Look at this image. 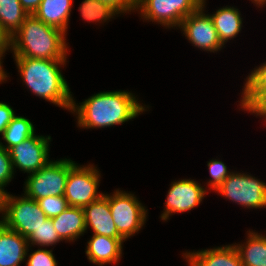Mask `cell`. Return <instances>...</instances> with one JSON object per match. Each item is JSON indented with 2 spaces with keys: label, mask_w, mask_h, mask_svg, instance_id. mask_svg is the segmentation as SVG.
<instances>
[{
  "label": "cell",
  "mask_w": 266,
  "mask_h": 266,
  "mask_svg": "<svg viewBox=\"0 0 266 266\" xmlns=\"http://www.w3.org/2000/svg\"><path fill=\"white\" fill-rule=\"evenodd\" d=\"M136 97L127 90L99 92L79 104L73 97L70 112L76 115L77 126L82 129L122 125L149 110L150 106L141 104Z\"/></svg>",
  "instance_id": "cell-1"
},
{
  "label": "cell",
  "mask_w": 266,
  "mask_h": 266,
  "mask_svg": "<svg viewBox=\"0 0 266 266\" xmlns=\"http://www.w3.org/2000/svg\"><path fill=\"white\" fill-rule=\"evenodd\" d=\"M23 84L37 97L68 111L73 94L62 74L67 60L14 57Z\"/></svg>",
  "instance_id": "cell-2"
},
{
  "label": "cell",
  "mask_w": 266,
  "mask_h": 266,
  "mask_svg": "<svg viewBox=\"0 0 266 266\" xmlns=\"http://www.w3.org/2000/svg\"><path fill=\"white\" fill-rule=\"evenodd\" d=\"M66 36L62 30L43 23L31 14L11 36L10 51L13 57L67 60L69 47Z\"/></svg>",
  "instance_id": "cell-3"
},
{
  "label": "cell",
  "mask_w": 266,
  "mask_h": 266,
  "mask_svg": "<svg viewBox=\"0 0 266 266\" xmlns=\"http://www.w3.org/2000/svg\"><path fill=\"white\" fill-rule=\"evenodd\" d=\"M0 222L10 230L28 238L48 217L36 200L24 194L15 196L6 192Z\"/></svg>",
  "instance_id": "cell-4"
},
{
  "label": "cell",
  "mask_w": 266,
  "mask_h": 266,
  "mask_svg": "<svg viewBox=\"0 0 266 266\" xmlns=\"http://www.w3.org/2000/svg\"><path fill=\"white\" fill-rule=\"evenodd\" d=\"M215 192L245 209L266 208V183L248 173L232 171Z\"/></svg>",
  "instance_id": "cell-5"
},
{
  "label": "cell",
  "mask_w": 266,
  "mask_h": 266,
  "mask_svg": "<svg viewBox=\"0 0 266 266\" xmlns=\"http://www.w3.org/2000/svg\"><path fill=\"white\" fill-rule=\"evenodd\" d=\"M110 212L118 233L127 240L144 227L148 209L132 192L116 189L109 194Z\"/></svg>",
  "instance_id": "cell-6"
},
{
  "label": "cell",
  "mask_w": 266,
  "mask_h": 266,
  "mask_svg": "<svg viewBox=\"0 0 266 266\" xmlns=\"http://www.w3.org/2000/svg\"><path fill=\"white\" fill-rule=\"evenodd\" d=\"M201 5L202 0H136L135 11L143 21H152L166 29H178L183 19Z\"/></svg>",
  "instance_id": "cell-7"
},
{
  "label": "cell",
  "mask_w": 266,
  "mask_h": 266,
  "mask_svg": "<svg viewBox=\"0 0 266 266\" xmlns=\"http://www.w3.org/2000/svg\"><path fill=\"white\" fill-rule=\"evenodd\" d=\"M96 165H80L69 159V175L64 197L69 206L84 207L99 199L104 193L98 192L101 174Z\"/></svg>",
  "instance_id": "cell-8"
},
{
  "label": "cell",
  "mask_w": 266,
  "mask_h": 266,
  "mask_svg": "<svg viewBox=\"0 0 266 266\" xmlns=\"http://www.w3.org/2000/svg\"><path fill=\"white\" fill-rule=\"evenodd\" d=\"M69 175V159L51 160L37 172L28 174L24 182V195L38 200L48 196L64 195Z\"/></svg>",
  "instance_id": "cell-9"
},
{
  "label": "cell",
  "mask_w": 266,
  "mask_h": 266,
  "mask_svg": "<svg viewBox=\"0 0 266 266\" xmlns=\"http://www.w3.org/2000/svg\"><path fill=\"white\" fill-rule=\"evenodd\" d=\"M206 0H202L201 7L183 19L178 27L192 46L203 51L216 53L225 46L219 40L213 22L206 14Z\"/></svg>",
  "instance_id": "cell-10"
},
{
  "label": "cell",
  "mask_w": 266,
  "mask_h": 266,
  "mask_svg": "<svg viewBox=\"0 0 266 266\" xmlns=\"http://www.w3.org/2000/svg\"><path fill=\"white\" fill-rule=\"evenodd\" d=\"M51 136L32 135L8 150L14 172L19 169L31 174L45 167L49 159Z\"/></svg>",
  "instance_id": "cell-11"
},
{
  "label": "cell",
  "mask_w": 266,
  "mask_h": 266,
  "mask_svg": "<svg viewBox=\"0 0 266 266\" xmlns=\"http://www.w3.org/2000/svg\"><path fill=\"white\" fill-rule=\"evenodd\" d=\"M208 190L194 179L174 180L167 192L161 220L167 221L175 213H184L200 205Z\"/></svg>",
  "instance_id": "cell-12"
},
{
  "label": "cell",
  "mask_w": 266,
  "mask_h": 266,
  "mask_svg": "<svg viewBox=\"0 0 266 266\" xmlns=\"http://www.w3.org/2000/svg\"><path fill=\"white\" fill-rule=\"evenodd\" d=\"M86 230L93 234L111 238H123L116 228L110 212L109 194L104 193L99 199L83 207Z\"/></svg>",
  "instance_id": "cell-13"
},
{
  "label": "cell",
  "mask_w": 266,
  "mask_h": 266,
  "mask_svg": "<svg viewBox=\"0 0 266 266\" xmlns=\"http://www.w3.org/2000/svg\"><path fill=\"white\" fill-rule=\"evenodd\" d=\"M182 254L188 266H243L233 244L193 252L186 251Z\"/></svg>",
  "instance_id": "cell-14"
},
{
  "label": "cell",
  "mask_w": 266,
  "mask_h": 266,
  "mask_svg": "<svg viewBox=\"0 0 266 266\" xmlns=\"http://www.w3.org/2000/svg\"><path fill=\"white\" fill-rule=\"evenodd\" d=\"M124 238H111L107 236L92 234L87 241L85 253L89 262L94 265L104 266L106 264H119L123 254Z\"/></svg>",
  "instance_id": "cell-15"
},
{
  "label": "cell",
  "mask_w": 266,
  "mask_h": 266,
  "mask_svg": "<svg viewBox=\"0 0 266 266\" xmlns=\"http://www.w3.org/2000/svg\"><path fill=\"white\" fill-rule=\"evenodd\" d=\"M27 238L0 222V266H20L26 260Z\"/></svg>",
  "instance_id": "cell-16"
},
{
  "label": "cell",
  "mask_w": 266,
  "mask_h": 266,
  "mask_svg": "<svg viewBox=\"0 0 266 266\" xmlns=\"http://www.w3.org/2000/svg\"><path fill=\"white\" fill-rule=\"evenodd\" d=\"M52 223L58 236L65 242H75L76 239L87 233L82 207L69 206L52 218Z\"/></svg>",
  "instance_id": "cell-17"
},
{
  "label": "cell",
  "mask_w": 266,
  "mask_h": 266,
  "mask_svg": "<svg viewBox=\"0 0 266 266\" xmlns=\"http://www.w3.org/2000/svg\"><path fill=\"white\" fill-rule=\"evenodd\" d=\"M73 0H42L33 15L67 34Z\"/></svg>",
  "instance_id": "cell-18"
},
{
  "label": "cell",
  "mask_w": 266,
  "mask_h": 266,
  "mask_svg": "<svg viewBox=\"0 0 266 266\" xmlns=\"http://www.w3.org/2000/svg\"><path fill=\"white\" fill-rule=\"evenodd\" d=\"M241 93L239 106L249 113L266 96V62L249 73Z\"/></svg>",
  "instance_id": "cell-19"
},
{
  "label": "cell",
  "mask_w": 266,
  "mask_h": 266,
  "mask_svg": "<svg viewBox=\"0 0 266 266\" xmlns=\"http://www.w3.org/2000/svg\"><path fill=\"white\" fill-rule=\"evenodd\" d=\"M209 16L223 46L229 42L228 40H233L241 32L243 18L237 7L223 6L213 14H209Z\"/></svg>",
  "instance_id": "cell-20"
},
{
  "label": "cell",
  "mask_w": 266,
  "mask_h": 266,
  "mask_svg": "<svg viewBox=\"0 0 266 266\" xmlns=\"http://www.w3.org/2000/svg\"><path fill=\"white\" fill-rule=\"evenodd\" d=\"M245 241L233 244L243 266H266V235L249 230Z\"/></svg>",
  "instance_id": "cell-21"
},
{
  "label": "cell",
  "mask_w": 266,
  "mask_h": 266,
  "mask_svg": "<svg viewBox=\"0 0 266 266\" xmlns=\"http://www.w3.org/2000/svg\"><path fill=\"white\" fill-rule=\"evenodd\" d=\"M34 126L28 118L16 115L1 135L5 145L1 140L0 145L8 151L10 148L34 135L36 133Z\"/></svg>",
  "instance_id": "cell-22"
},
{
  "label": "cell",
  "mask_w": 266,
  "mask_h": 266,
  "mask_svg": "<svg viewBox=\"0 0 266 266\" xmlns=\"http://www.w3.org/2000/svg\"><path fill=\"white\" fill-rule=\"evenodd\" d=\"M27 16L19 0H0V26L10 37L20 29Z\"/></svg>",
  "instance_id": "cell-23"
},
{
  "label": "cell",
  "mask_w": 266,
  "mask_h": 266,
  "mask_svg": "<svg viewBox=\"0 0 266 266\" xmlns=\"http://www.w3.org/2000/svg\"><path fill=\"white\" fill-rule=\"evenodd\" d=\"M78 10L82 19L95 24L109 22L114 17H119V13L110 5L99 0H83Z\"/></svg>",
  "instance_id": "cell-24"
},
{
  "label": "cell",
  "mask_w": 266,
  "mask_h": 266,
  "mask_svg": "<svg viewBox=\"0 0 266 266\" xmlns=\"http://www.w3.org/2000/svg\"><path fill=\"white\" fill-rule=\"evenodd\" d=\"M29 246L49 247L56 245L63 240L58 236V233L52 223V219L48 218L42 223L28 238Z\"/></svg>",
  "instance_id": "cell-25"
},
{
  "label": "cell",
  "mask_w": 266,
  "mask_h": 266,
  "mask_svg": "<svg viewBox=\"0 0 266 266\" xmlns=\"http://www.w3.org/2000/svg\"><path fill=\"white\" fill-rule=\"evenodd\" d=\"M210 177L209 180L205 183L207 184V190H211L214 192L220 184L232 173L229 171L224 162L219 159H211L207 163Z\"/></svg>",
  "instance_id": "cell-26"
},
{
  "label": "cell",
  "mask_w": 266,
  "mask_h": 266,
  "mask_svg": "<svg viewBox=\"0 0 266 266\" xmlns=\"http://www.w3.org/2000/svg\"><path fill=\"white\" fill-rule=\"evenodd\" d=\"M41 210L48 218H54L69 207L64 195L48 196L37 200Z\"/></svg>",
  "instance_id": "cell-27"
},
{
  "label": "cell",
  "mask_w": 266,
  "mask_h": 266,
  "mask_svg": "<svg viewBox=\"0 0 266 266\" xmlns=\"http://www.w3.org/2000/svg\"><path fill=\"white\" fill-rule=\"evenodd\" d=\"M29 250H32L31 246L28 247L26 254L27 260L25 261L27 266H58L52 249L48 250L47 248L39 247L30 254Z\"/></svg>",
  "instance_id": "cell-28"
},
{
  "label": "cell",
  "mask_w": 266,
  "mask_h": 266,
  "mask_svg": "<svg viewBox=\"0 0 266 266\" xmlns=\"http://www.w3.org/2000/svg\"><path fill=\"white\" fill-rule=\"evenodd\" d=\"M14 169L9 152L0 145V188L5 189V187L14 178Z\"/></svg>",
  "instance_id": "cell-29"
},
{
  "label": "cell",
  "mask_w": 266,
  "mask_h": 266,
  "mask_svg": "<svg viewBox=\"0 0 266 266\" xmlns=\"http://www.w3.org/2000/svg\"><path fill=\"white\" fill-rule=\"evenodd\" d=\"M110 5L114 8L119 14H131V12H136V0H99Z\"/></svg>",
  "instance_id": "cell-30"
},
{
  "label": "cell",
  "mask_w": 266,
  "mask_h": 266,
  "mask_svg": "<svg viewBox=\"0 0 266 266\" xmlns=\"http://www.w3.org/2000/svg\"><path fill=\"white\" fill-rule=\"evenodd\" d=\"M15 116V111L9 104L0 102V135L3 134L6 127Z\"/></svg>",
  "instance_id": "cell-31"
},
{
  "label": "cell",
  "mask_w": 266,
  "mask_h": 266,
  "mask_svg": "<svg viewBox=\"0 0 266 266\" xmlns=\"http://www.w3.org/2000/svg\"><path fill=\"white\" fill-rule=\"evenodd\" d=\"M11 50V37L0 26V65L3 67V58L5 53Z\"/></svg>",
  "instance_id": "cell-32"
},
{
  "label": "cell",
  "mask_w": 266,
  "mask_h": 266,
  "mask_svg": "<svg viewBox=\"0 0 266 266\" xmlns=\"http://www.w3.org/2000/svg\"><path fill=\"white\" fill-rule=\"evenodd\" d=\"M249 113L255 114V117H262V120L266 121V96Z\"/></svg>",
  "instance_id": "cell-33"
},
{
  "label": "cell",
  "mask_w": 266,
  "mask_h": 266,
  "mask_svg": "<svg viewBox=\"0 0 266 266\" xmlns=\"http://www.w3.org/2000/svg\"><path fill=\"white\" fill-rule=\"evenodd\" d=\"M23 9L28 13V15L33 14L42 0H19Z\"/></svg>",
  "instance_id": "cell-34"
},
{
  "label": "cell",
  "mask_w": 266,
  "mask_h": 266,
  "mask_svg": "<svg viewBox=\"0 0 266 266\" xmlns=\"http://www.w3.org/2000/svg\"><path fill=\"white\" fill-rule=\"evenodd\" d=\"M7 72L5 71V69L0 65V84L4 83L5 81H8V77L7 76Z\"/></svg>",
  "instance_id": "cell-35"
},
{
  "label": "cell",
  "mask_w": 266,
  "mask_h": 266,
  "mask_svg": "<svg viewBox=\"0 0 266 266\" xmlns=\"http://www.w3.org/2000/svg\"><path fill=\"white\" fill-rule=\"evenodd\" d=\"M7 190H3L0 188V214H3V206H4V197Z\"/></svg>",
  "instance_id": "cell-36"
},
{
  "label": "cell",
  "mask_w": 266,
  "mask_h": 266,
  "mask_svg": "<svg viewBox=\"0 0 266 266\" xmlns=\"http://www.w3.org/2000/svg\"><path fill=\"white\" fill-rule=\"evenodd\" d=\"M252 3H254V6L256 7H265L266 6V0H251Z\"/></svg>",
  "instance_id": "cell-37"
}]
</instances>
